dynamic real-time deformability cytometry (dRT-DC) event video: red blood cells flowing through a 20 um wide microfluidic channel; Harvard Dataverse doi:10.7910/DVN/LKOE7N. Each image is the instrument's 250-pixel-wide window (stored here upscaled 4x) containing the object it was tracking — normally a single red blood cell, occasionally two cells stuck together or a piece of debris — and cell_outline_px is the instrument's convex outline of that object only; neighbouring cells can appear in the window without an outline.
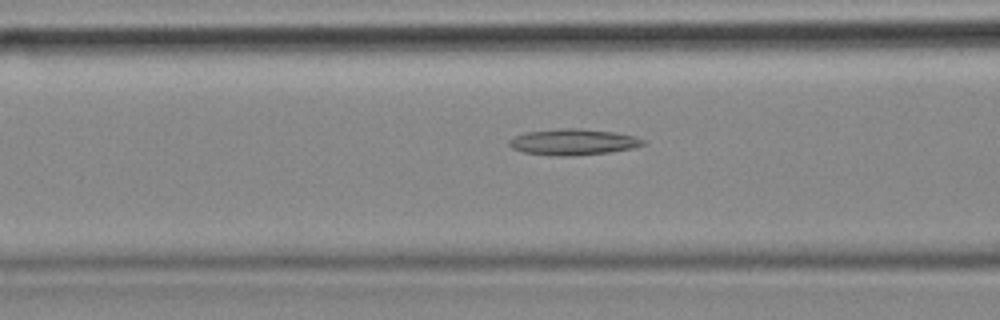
{"species": "common noctule bat (a hibernating species)", "species_latin": "Nyctalus noctula", "temperature_condition": "cold", "stored_images_in_passage": 35, "camera_frame_rate_fps": 3000, "um_per_image_px": 0.085, "animal": {"sex": "female", "body_mass_g": 18.4}, "frame": {"image": 1, "passage_image": 11, "time_ms": 3.333, "image_size_px": [1000, 320], "cell_outline_px": [[648, 144], [632, 148], [608, 152], [572, 156], [552, 156], [524, 152], [512, 148], [508, 144], [508, 140], [524, 132], [564, 128], [580, 128], [616, 132], [636, 136], [644, 140]], "centroid_in_image_um": [48.74, 12.06], "position_along_channel_um": 117.9, "area_um2": 20.52}}
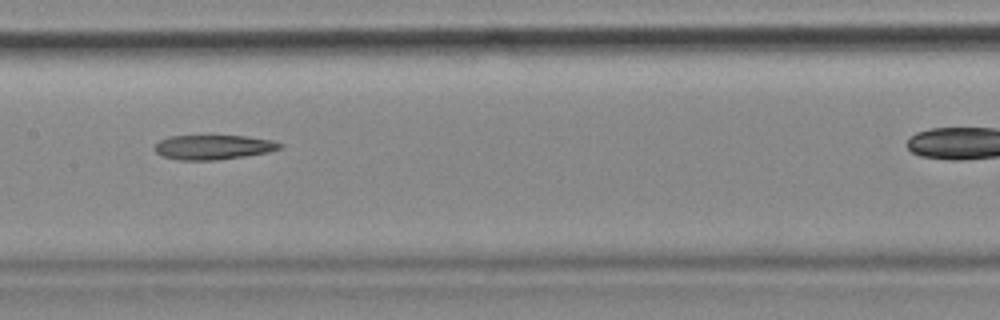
{"frame": {"image": 2, "passage_image": 17, "time_ms": 5.333, "image_size_px": [1000, 320], "cell_outline_px": [[284, 144], [280, 148], [268, 152], [244, 156], [216, 160], [180, 160], [164, 156], [156, 152], [156, 144], [160, 140], [168, 136], [244, 136], [272, 140]], "centroid_in_image_um": [18.15, 12.51], "position_along_channel_um": 189.3, "area_um2": 17.69}}
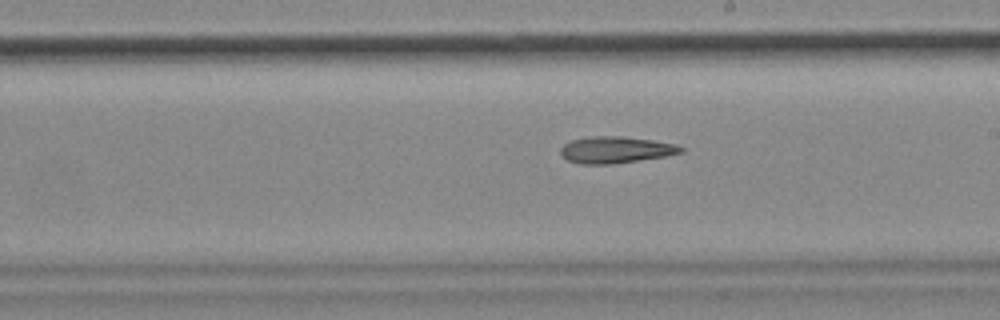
{"frame": {"image": 3, "passage_image": 21, "time_ms": 6.667, "image_size_px": [1000, 320], "cell_outline_px": [[684, 152], [664, 156], [612, 164], [580, 164], [568, 160], [560, 152], [560, 148], [564, 144], [572, 140], [592, 136], [624, 136], [652, 140], [676, 144], [684, 148]], "centroid_in_image_um": [52.34, 12.73], "position_along_channel_um": 236.7, "area_um2": 18.55}}